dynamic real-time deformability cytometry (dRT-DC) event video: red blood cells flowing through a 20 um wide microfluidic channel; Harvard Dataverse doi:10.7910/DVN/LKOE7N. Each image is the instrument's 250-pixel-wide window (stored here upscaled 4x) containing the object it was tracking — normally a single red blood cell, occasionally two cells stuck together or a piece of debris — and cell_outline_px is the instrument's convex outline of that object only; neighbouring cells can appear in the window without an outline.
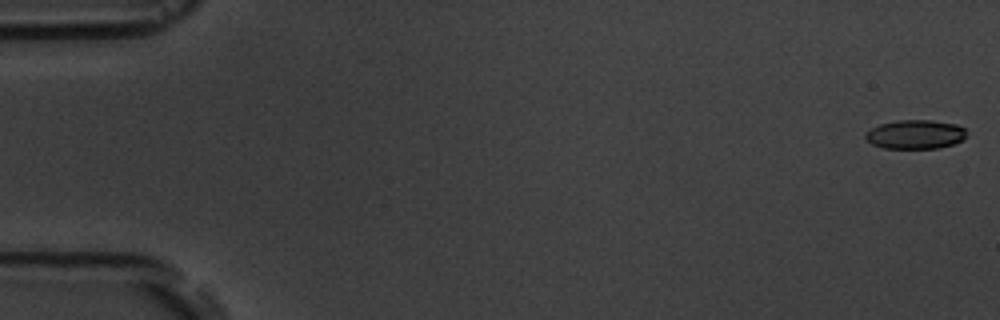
{"species": "common noctule bat (a hibernating species)", "species_latin": "Nyctalus noctula", "temperature_condition": "room temperature", "stored_images_in_passage": 10, "camera_frame_rate_fps": 3000, "um_per_image_px": 0.085, "animal": {"sex": "male", "body_mass_g": 19.5, "forearm_length_mm": 54.6}, "frame": {"image": 1, "passage_image": 1, "time_ms": 0.0, "image_size_px": [1000, 320], "cell_outline_px": [[964, 136], [960, 140], [952, 144], [936, 148], [884, 148], [872, 144], [864, 136], [872, 128], [880, 124], [900, 120], [932, 120], [956, 124], [964, 128]], "centroid_in_image_um": [77.78, 11.42], "position_along_channel_um": 7.2, "area_um2": 16.7}}
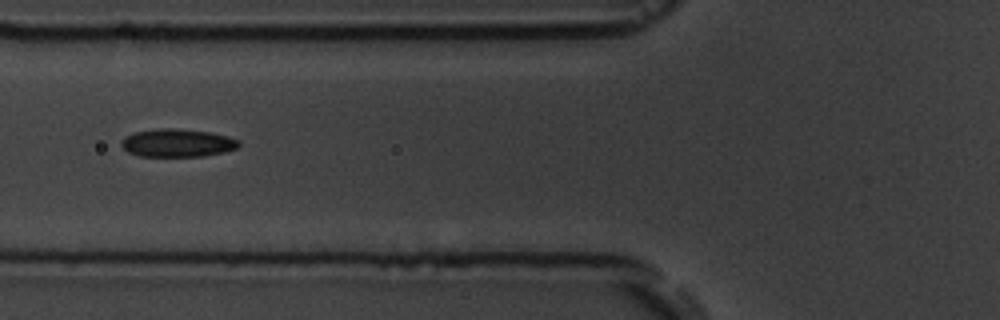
{"frame": {"image": 2, "passage_image": 7, "time_ms": 7.0, "image_size_px": [1000, 320], "cell_outline_px": [[240, 144], [236, 148], [224, 152], [204, 156], [140, 156], [128, 152], [120, 144], [120, 140], [124, 136], [132, 132], [160, 128], [172, 128], [212, 132], [228, 136], [240, 140]], "centroid_in_image_um": [15.06, 12.14], "position_along_channel_um": 110.7, "area_um2": 19.36}}
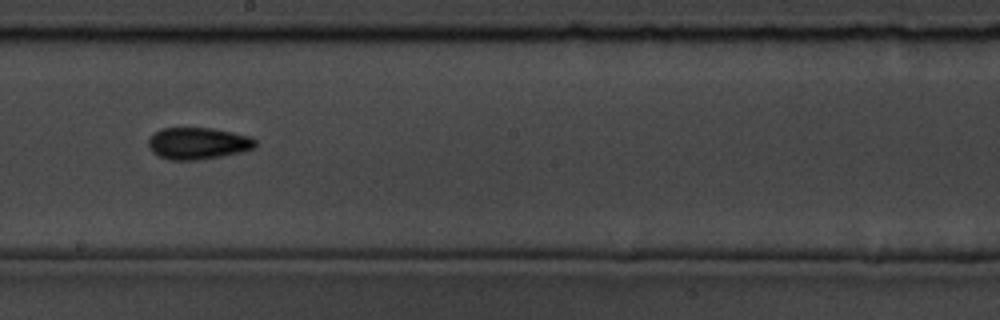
{"frame": {"image": 3, "passage_image": 10, "time_ms": 10.333, "image_size_px": [1000, 320], "cell_outline_px": [[256, 144], [252, 148], [240, 152], [220, 156], [196, 160], [168, 160], [152, 152], [148, 144], [148, 140], [160, 128], [212, 128], [252, 136], [256, 140]], "centroid_in_image_um": [16.82, 12.18], "position_along_channel_um": 231.4, "area_um2": 19.71}}